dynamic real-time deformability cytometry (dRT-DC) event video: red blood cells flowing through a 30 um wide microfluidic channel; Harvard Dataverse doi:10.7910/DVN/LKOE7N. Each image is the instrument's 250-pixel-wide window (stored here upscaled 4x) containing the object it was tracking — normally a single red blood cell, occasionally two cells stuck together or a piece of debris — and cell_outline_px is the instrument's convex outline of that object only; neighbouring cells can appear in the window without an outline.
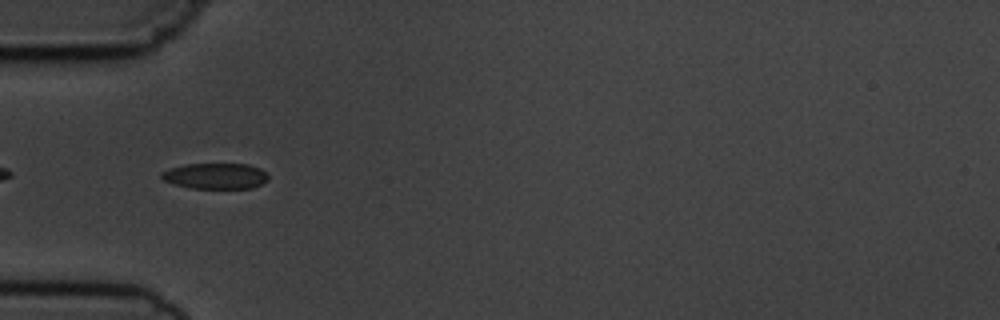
{"species": "common noctule bat (a hibernating species)", "species_latin": "Nyctalus noctula", "temperature_condition": "cold", "stored_images_in_passage": 7, "camera_frame_rate_fps": 3000, "um_per_image_px": 0.085, "animal": {"sex": "male", "body_mass_g": 19.5, "forearm_length_mm": 54.6}, "frame": {"image": 1, "passage_image": 5, "time_ms": 4.333, "image_size_px": [1000, 320], "cell_outline_px": [[268, 180], [252, 188], [192, 188], [176, 184], [164, 180], [160, 176], [160, 172], [184, 164], [248, 164], [260, 168], [268, 176]], "centroid_in_image_um": [18.32, 14.95], "position_along_channel_um": 66.7, "area_um2": 15.9}}
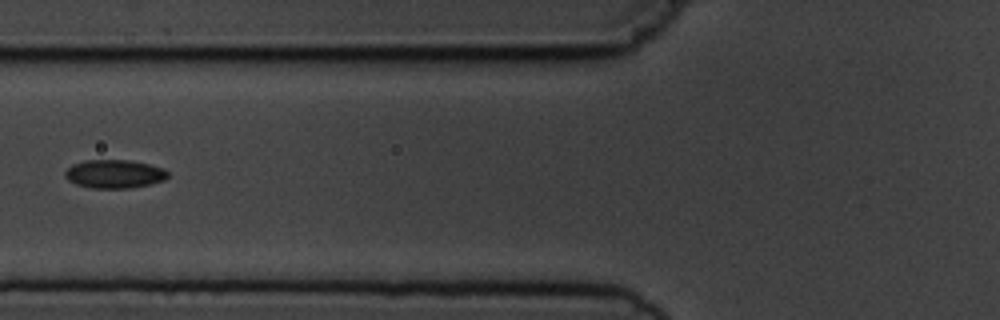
{"frame": {"image": 2, "passage_image": 6, "time_ms": 5.667, "image_size_px": [1000, 320], "cell_outline_px": [[168, 176], [164, 180], [148, 184], [128, 188], [92, 188], [76, 184], [68, 180], [64, 176], [64, 172], [72, 164], [84, 160], [128, 160], [148, 164], [164, 168], [168, 172]], "centroid_in_image_um": [9.7, 14.78], "position_along_channel_um": 116.1, "area_um2": 16.99}}
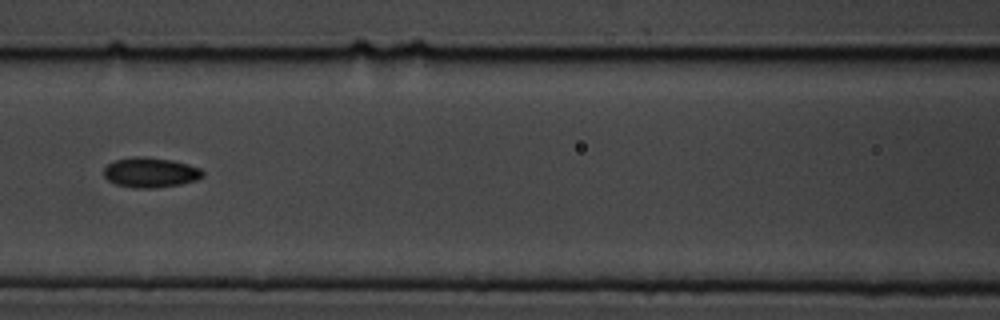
{"frame": {"image": 3, "passage_image": 7, "time_ms": 6.667, "image_size_px": [1000, 320], "cell_outline_px": [[204, 176], [196, 180], [180, 184], [156, 188], [136, 188], [116, 184], [108, 180], [104, 176], [104, 168], [108, 164], [116, 160], [132, 156], [140, 156], [172, 160], [188, 164], [200, 168], [204, 172]], "centroid_in_image_um": [12.8, 14.66], "position_along_channel_um": 153.8, "area_um2": 17.28}}